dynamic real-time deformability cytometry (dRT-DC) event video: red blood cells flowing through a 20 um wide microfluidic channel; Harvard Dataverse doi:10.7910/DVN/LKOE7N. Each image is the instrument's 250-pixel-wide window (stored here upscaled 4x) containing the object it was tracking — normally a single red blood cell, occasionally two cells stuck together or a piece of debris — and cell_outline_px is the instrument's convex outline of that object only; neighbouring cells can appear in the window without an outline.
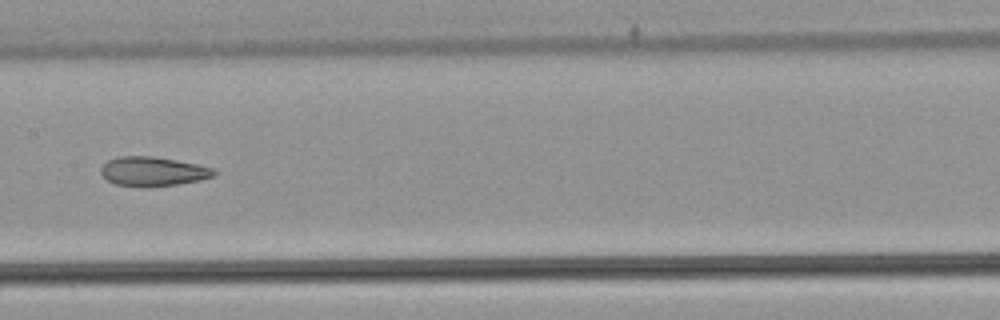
{"species": "common noctule bat (a hibernating species)", "species_latin": "Nyctalus noctula", "temperature_condition": "warm", "stored_images_in_passage": 37, "camera_frame_rate_fps": 3000, "um_per_image_px": 0.085, "animal": {"sex": "male", "body_mass_g": 21.5, "forearm_length_mm": 52.0}, "frame": {"image": 1, "passage_image": 11, "time_ms": 3.333, "image_size_px": [1000, 320], "cell_outline_px": [[216, 176], [200, 180], [176, 184], [148, 188], [140, 188], [116, 184], [108, 180], [100, 172], [100, 168], [108, 160], [120, 156], [152, 156], [176, 160], [216, 168]], "centroid_in_image_um": [13.02, 14.58], "position_along_channel_um": 194.4, "area_um2": 19.54}, "authors_computed_cell_mechanics": {"area_um2": 20.23, "velocity_mm_per_s": 3.8623, "shape_relaxation_time_tau1_ms": null, "shape_relaxation_time_tau2_ms": 3.0842, "deformation_change_tau1": null, "deformation_change_tau2": 0.1051}}